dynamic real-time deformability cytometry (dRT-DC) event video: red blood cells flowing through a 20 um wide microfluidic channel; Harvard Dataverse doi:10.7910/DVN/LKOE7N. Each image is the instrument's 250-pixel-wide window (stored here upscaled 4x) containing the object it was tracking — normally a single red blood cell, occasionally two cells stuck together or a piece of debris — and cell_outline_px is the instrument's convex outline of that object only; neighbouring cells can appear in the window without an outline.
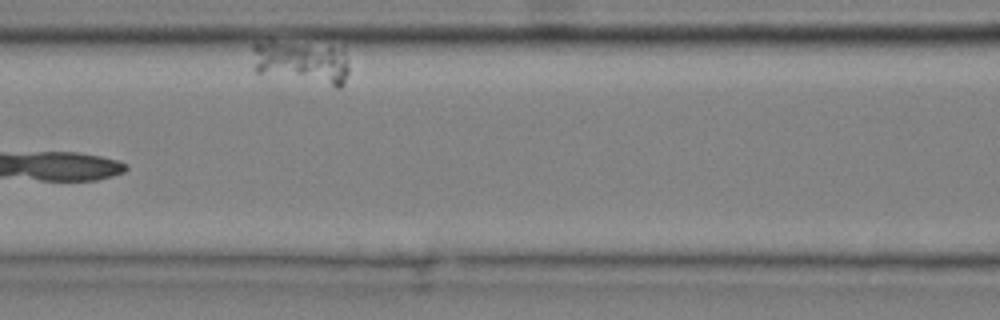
{"species": "common noctule bat (a hibernating species)", "species_latin": "Nyctalus noctula", "temperature_condition": "cold", "stored_images_in_passage": 11, "segment_of_instrument_passage": [1, 2], "camera_frame_rate_fps": 3000, "um_per_image_px": 0.085, "animal": {"sex": "male", "body_mass_g": 20.4}, "frame": {"image": 1, "passage_image": 5, "time_ms": 1.333, "image_size_px": [1000, 320], "cell_outline_px": [[348, 72], [344, 84], [340, 88], [336, 88], [256, 72], [252, 68], [252, 44], [276, 44], [344, 48], [348, 64]], "centroid_in_image_um": [25.68, 5.38], "position_along_channel_um": 140.9, "area_um2": 23.7}}
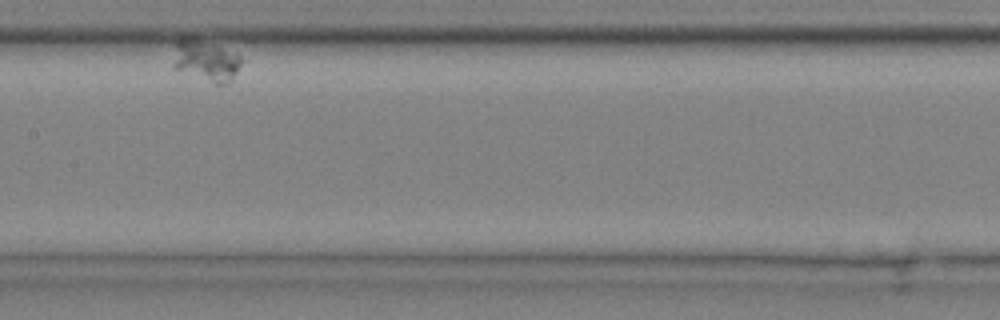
{"frame": {"image": 2, "passage_image": 7, "time_ms": 2.0, "image_size_px": [1000, 320], "cell_outline_px": [[248, 60], [232, 80], [224, 84], [216, 84], [172, 68], [172, 64], [176, 40], [192, 36], [236, 52]], "centroid_in_image_um": [17.57, 5.14], "position_along_channel_um": 189.8, "area_um2": 17.11}}